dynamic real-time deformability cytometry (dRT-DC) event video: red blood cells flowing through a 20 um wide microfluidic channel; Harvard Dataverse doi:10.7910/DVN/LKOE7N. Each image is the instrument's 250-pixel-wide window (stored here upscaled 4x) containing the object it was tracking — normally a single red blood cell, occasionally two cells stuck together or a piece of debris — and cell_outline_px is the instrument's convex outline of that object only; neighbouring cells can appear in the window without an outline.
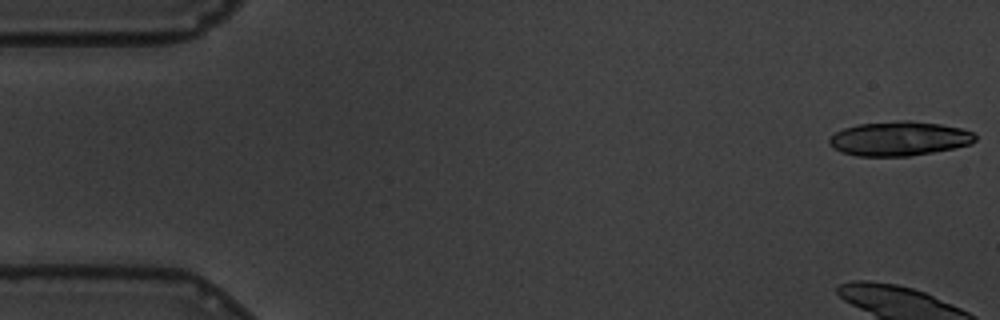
{"species": "common noctule bat (a hibernating species)", "species_latin": "Nyctalus noctula", "temperature_condition": "warm", "stored_images_in_passage": 17, "camera_frame_rate_fps": 3000, "um_per_image_px": 0.085, "animal": {"sex": "male", "body_mass_g": 19.5, "forearm_length_mm": 54.6}, "frame": {"image": 1, "passage_image": 1, "time_ms": 0.0, "image_size_px": [1000, 320], "cell_outline_px": [[976, 140], [972, 144], [932, 152], [908, 156], [856, 156], [840, 152], [832, 148], [828, 144], [828, 140], [836, 132], [844, 128], [860, 124], [896, 120], [912, 120], [940, 124], [960, 128], [972, 132], [976, 136]], "centroid_in_image_um": [76.41, 11.78], "position_along_channel_um": 8.6, "area_um2": 29.3}}